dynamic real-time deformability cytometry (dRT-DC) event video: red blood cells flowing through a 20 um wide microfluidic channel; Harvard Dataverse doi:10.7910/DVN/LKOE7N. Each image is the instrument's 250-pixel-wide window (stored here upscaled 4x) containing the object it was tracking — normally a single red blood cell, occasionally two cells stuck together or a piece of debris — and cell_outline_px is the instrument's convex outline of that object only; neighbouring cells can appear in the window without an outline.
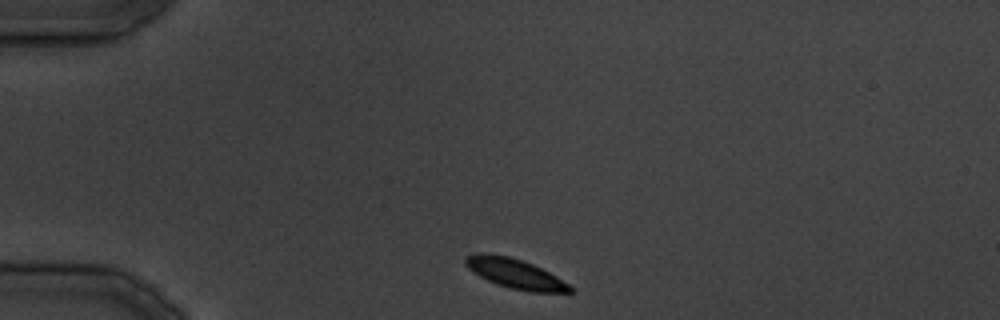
{"species": "common noctule bat (a hibernating species)", "species_latin": "Nyctalus noctula", "temperature_condition": "cold", "stored_images_in_passage": 29, "camera_frame_rate_fps": 3000, "um_per_image_px": 0.085, "animal": {"sex": "male", "body_mass_g": 19.5, "forearm_length_mm": 54.6}, "frame": {"image": 1, "passage_image": 1, "time_ms": 0.0, "image_size_px": [1000, 320], "cell_outline_px": [[576, 288], [572, 292], [528, 292], [496, 284], [480, 276], [468, 268], [464, 264], [464, 260], [468, 256], [476, 252], [484, 252], [508, 256], [532, 264], [556, 276]], "centroid_in_image_um": [43.79, 23.26], "position_along_channel_um": 41.2, "area_um2": 18.03}}
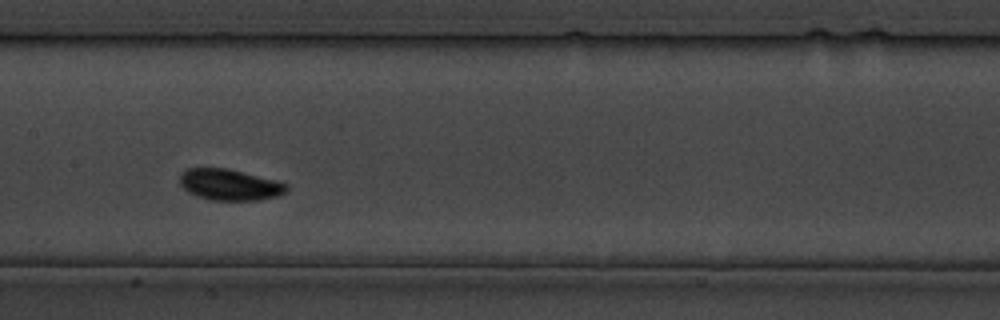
{"frame": {"image": 2, "passage_image": 11, "time_ms": 12.333, "image_size_px": [1000, 320], "cell_outline_px": [[288, 188], [284, 192], [276, 196], [260, 200], [212, 200], [196, 196], [188, 192], [180, 184], [180, 172], [188, 168], [228, 168], [276, 180], [288, 184]], "centroid_in_image_um": [19.5, 15.69], "position_along_channel_um": 187.9, "area_um2": 19.42}}
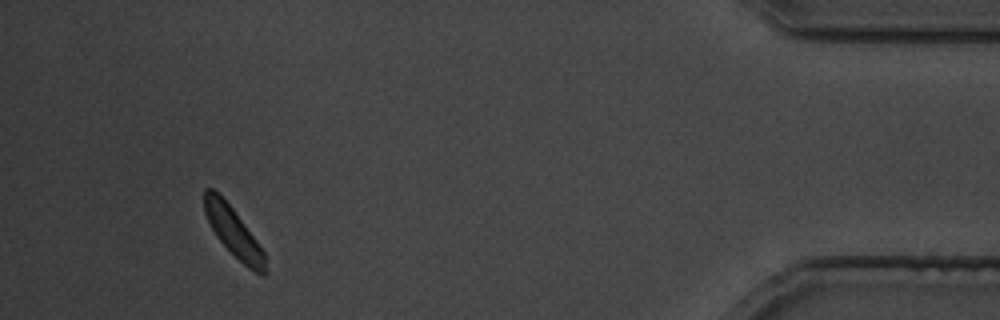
{"frame": {"image": 3, "passage_image": 27, "time_ms": 31.333, "image_size_px": [1000, 320], "cell_outline_px": [[268, 272], [264, 276], [260, 276], [248, 268], [216, 236], [204, 212], [204, 188], [212, 188], [232, 208], [256, 240], [264, 252]], "centroid_in_image_um": [19.88, 19.77], "position_along_channel_um": 415.3, "area_um2": 17.05}}